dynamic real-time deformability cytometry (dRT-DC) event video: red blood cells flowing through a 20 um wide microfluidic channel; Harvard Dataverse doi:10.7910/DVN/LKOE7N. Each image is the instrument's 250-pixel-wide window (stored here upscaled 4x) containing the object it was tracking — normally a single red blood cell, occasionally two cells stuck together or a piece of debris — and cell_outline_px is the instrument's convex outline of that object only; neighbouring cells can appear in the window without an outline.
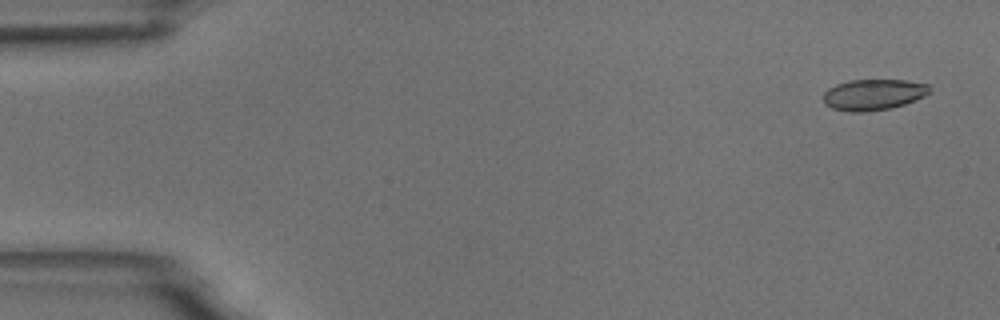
{"species": "common noctule bat (a hibernating species)", "species_latin": "Nyctalus noctula", "temperature_condition": "room temperature", "stored_images_in_passage": 5, "camera_frame_rate_fps": 3000, "um_per_image_px": 0.085, "animal": {"sex": "male", "body_mass_g": 18.8}, "frame": {"image": 1, "passage_image": 1, "time_ms": 0.0, "image_size_px": [1000, 320], "cell_outline_px": [[932, 88], [924, 96], [916, 100], [904, 104], [888, 108], [864, 112], [852, 112], [832, 108], [824, 104], [824, 92], [828, 88], [836, 84], [848, 80], [904, 80], [928, 84]], "centroid_in_image_um": [74.23, 8.03], "position_along_channel_um": 10.8, "area_um2": 19.13}}
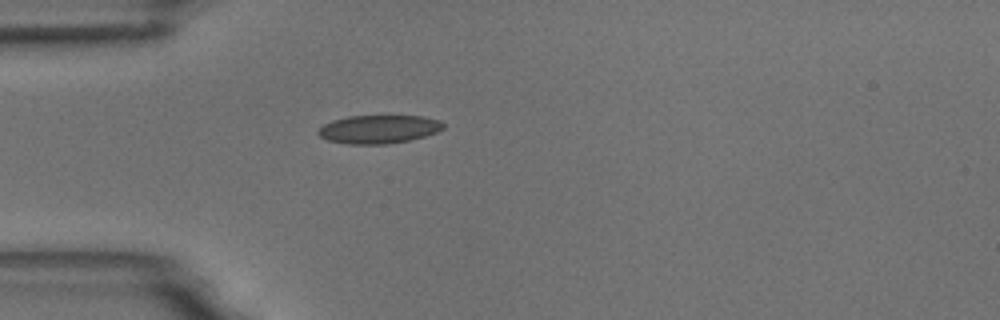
{"frame": {"image": 2, "passage_image": 5, "time_ms": 4.333, "image_size_px": [1000, 320], "cell_outline_px": [[444, 128], [436, 132], [424, 136], [408, 140], [388, 144], [348, 144], [328, 140], [320, 136], [316, 132], [324, 124], [332, 120], [348, 116], [424, 116], [440, 120], [444, 124]], "centroid_in_image_um": [32.19, 10.98], "position_along_channel_um": 52.8, "area_um2": 20.63}}